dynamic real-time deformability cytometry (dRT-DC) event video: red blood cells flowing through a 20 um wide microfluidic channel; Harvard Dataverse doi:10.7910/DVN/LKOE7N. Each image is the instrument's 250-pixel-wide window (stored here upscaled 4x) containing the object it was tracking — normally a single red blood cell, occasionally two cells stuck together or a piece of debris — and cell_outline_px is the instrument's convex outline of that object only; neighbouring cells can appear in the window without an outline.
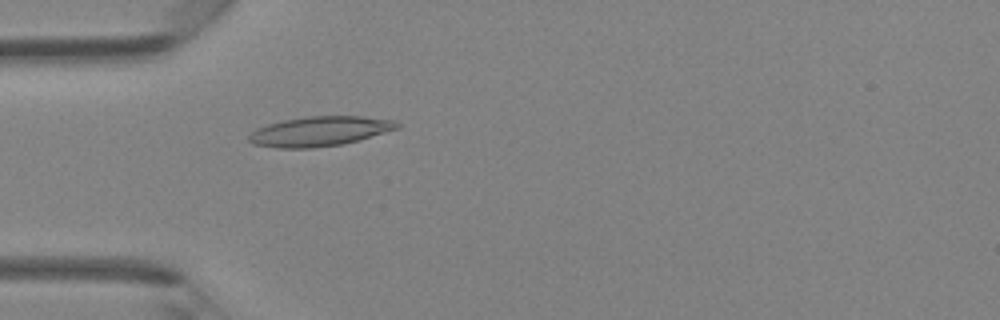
{"species": "Egyptian fruit bat (a non-hibernating species)", "species_latin": "Rousettus aegyptiacus", "temperature_condition": "room temperature", "stored_images_in_passage": 39, "camera_frame_rate_fps": 3000, "um_per_image_px": 0.085, "animal": {"sex": "female"}, "frame": {"image": 1, "passage_image": 11, "time_ms": 3.333, "image_size_px": [1000, 320], "cell_outline_px": [[400, 128], [344, 144], [312, 148], [276, 148], [252, 144], [248, 140], [248, 136], [256, 128], [268, 124], [284, 120], [312, 116], [360, 116], [396, 120], [400, 124]], "centroid_in_image_um": [27.18, 11.16], "position_along_channel_um": 57.8, "area_um2": 25.72}}
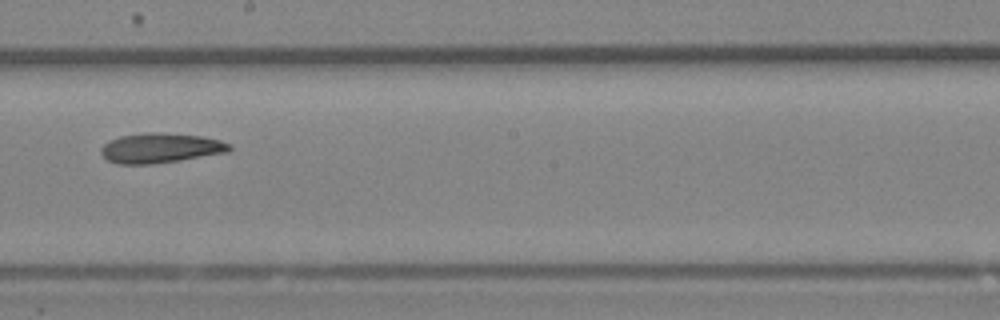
{"frame": {"image": 2, "passage_image": 22, "time_ms": 7.0, "image_size_px": [1000, 320], "cell_outline_px": [[232, 148], [228, 152], [180, 160], [152, 164], [116, 164], [108, 160], [100, 152], [100, 148], [108, 140], [120, 136], [148, 132], [152, 132], [200, 136], [220, 140], [232, 144]], "centroid_in_image_um": [13.62, 12.58], "position_along_channel_um": 234.6, "area_um2": 22.31}}
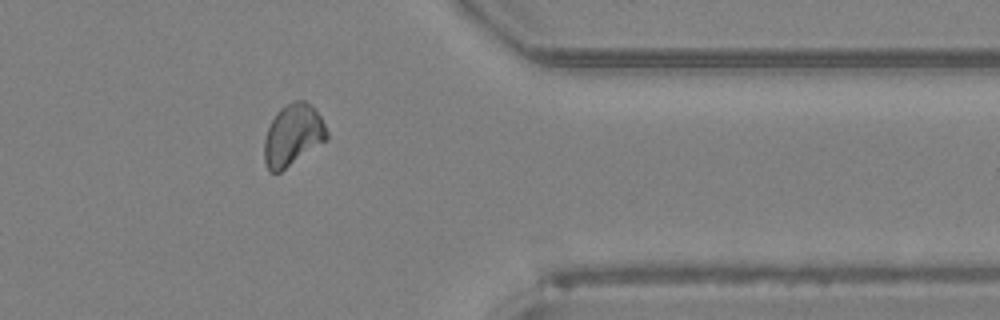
{"frame": {"image": 3, "passage_image": 32, "time_ms": 10.333, "image_size_px": [1000, 320], "cell_outline_px": [[328, 140], [280, 172], [268, 172], [264, 160], [264, 140], [268, 128], [276, 112], [280, 108], [296, 100], [304, 100], [320, 116], [328, 132]], "centroid_in_image_um": [24.89, 11.51], "position_along_channel_um": 386.5, "area_um2": 22.37}}